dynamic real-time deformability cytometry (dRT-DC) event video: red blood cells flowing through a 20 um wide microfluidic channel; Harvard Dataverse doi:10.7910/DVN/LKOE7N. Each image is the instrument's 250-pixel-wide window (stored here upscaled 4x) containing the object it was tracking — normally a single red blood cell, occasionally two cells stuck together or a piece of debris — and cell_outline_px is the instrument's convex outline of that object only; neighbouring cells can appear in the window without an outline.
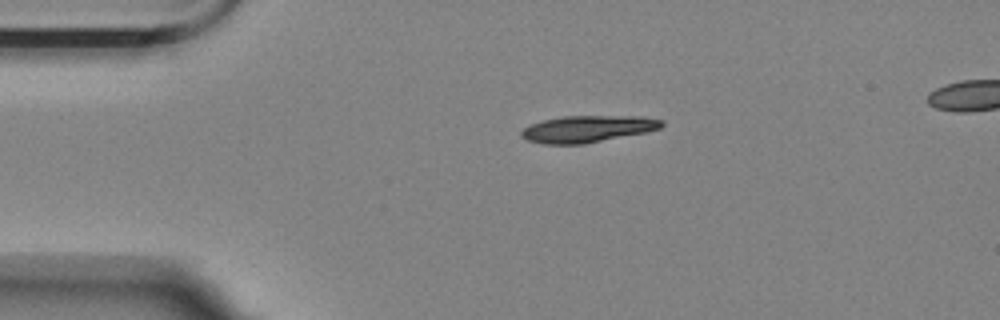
{"species": "Egyptian fruit bat (a non-hibernating species)", "species_latin": "Rousettus aegyptiacus", "temperature_condition": "room temperature", "stored_images_in_passage": 6, "camera_frame_rate_fps": 3000, "um_per_image_px": 0.085, "animal": {"sex": "female"}, "frame": {"image": 1, "passage_image": 1, "time_ms": 0.0, "image_size_px": [1000, 320], "cell_outline_px": [[664, 124], [660, 128], [644, 132], [584, 144], [544, 144], [528, 140], [520, 136], [520, 132], [524, 128], [532, 124], [544, 120], [564, 116], [644, 116], [664, 120]], "centroid_in_image_um": [49.96, 10.95], "position_along_channel_um": 35.0, "area_um2": 21.73}}